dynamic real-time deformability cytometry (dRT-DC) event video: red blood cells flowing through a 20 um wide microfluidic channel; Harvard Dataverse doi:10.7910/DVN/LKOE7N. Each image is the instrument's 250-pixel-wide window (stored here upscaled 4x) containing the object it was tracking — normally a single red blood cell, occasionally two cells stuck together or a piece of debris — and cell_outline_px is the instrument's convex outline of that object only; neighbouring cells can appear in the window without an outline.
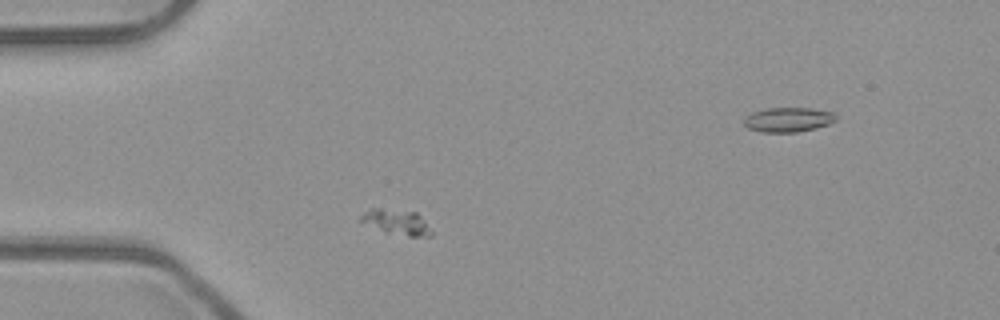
{"species": "common noctule bat (a hibernating species)", "species_latin": "Nyctalus noctula", "temperature_condition": "room temperature", "stored_images_in_passage": 37, "camera_frame_rate_fps": 3000, "um_per_image_px": 0.085, "animal": {"sex": "male", "body_mass_g": 23.1, "forearm_length_mm": 52.7}, "frame": {"image": 1, "passage_image": 7, "time_ms": 2.0, "image_size_px": [1000, 320], "cell_outline_px": [[432, 236], [408, 236], [384, 232], [360, 220], [360, 216], [372, 208], [380, 208], [416, 212], [420, 216], [432, 232]], "centroid_in_image_um": [33.72, 18.88], "position_along_channel_um": 51.3, "area_um2": 10.06}}